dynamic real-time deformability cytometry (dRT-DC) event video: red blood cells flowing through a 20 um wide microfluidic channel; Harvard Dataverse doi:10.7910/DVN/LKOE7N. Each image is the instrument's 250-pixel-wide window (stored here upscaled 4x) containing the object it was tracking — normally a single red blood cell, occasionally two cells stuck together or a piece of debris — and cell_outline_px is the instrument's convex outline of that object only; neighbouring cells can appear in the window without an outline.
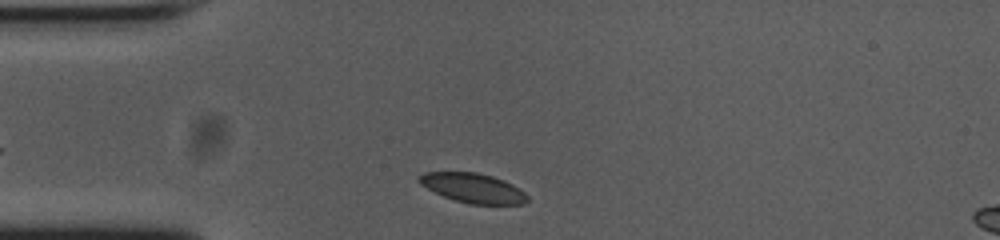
{"species": "common noctule bat (a hibernating species)", "species_latin": "Nyctalus noctula", "temperature_condition": "cold", "stored_images_in_passage": 33, "camera_frame_rate_fps": 3000, "um_per_image_px": 0.085, "animal": {"sex": "female", "body_mass_g": 23.0, "forearm_length_mm": 53.4}, "frame": {"image": 1, "passage_image": 2, "time_ms": 0.333, "image_size_px": [1000, 240], "cell_outline_px": [[528, 200], [524, 204], [472, 204], [456, 200], [444, 196], [420, 184], [416, 180], [424, 172], [476, 172], [492, 176], [504, 180], [512, 184], [524, 192], [528, 196]], "centroid_in_image_um": [40.22, 15.97], "position_along_channel_um": 44.8, "area_um2": 18.44}}
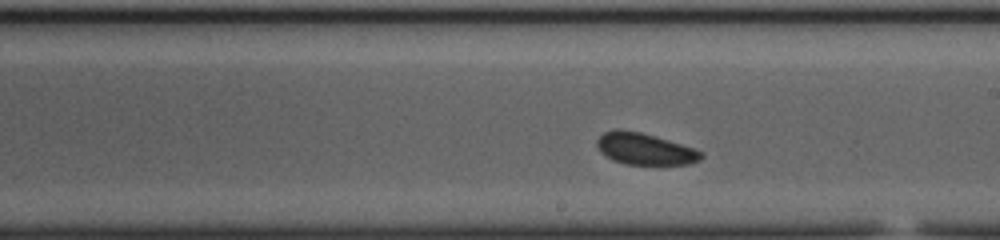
{"frame": {"image": 2, "passage_image": 19, "time_ms": 6.0, "image_size_px": [1000, 240], "cell_outline_px": [[704, 156], [700, 160], [688, 164], [624, 164], [612, 160], [600, 152], [596, 144], [596, 140], [604, 132], [616, 128], [640, 132], [656, 136], [696, 148], [704, 152]], "centroid_in_image_um": [54.82, 12.65], "position_along_channel_um": 234.2, "area_um2": 19.42}}
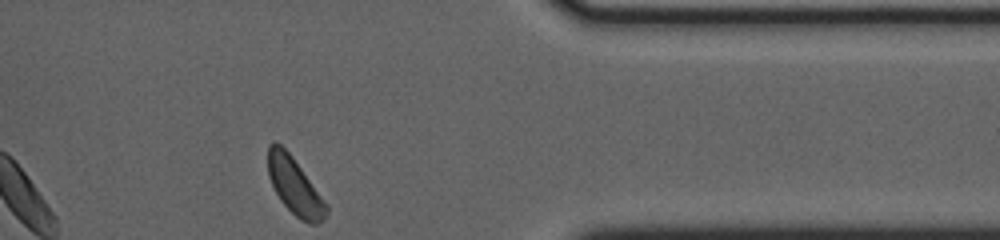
{"frame": {"image": 3, "passage_image": 33, "time_ms": 10.667, "image_size_px": [1000, 240], "cell_outline_px": [[328, 212], [324, 220], [316, 224], [312, 224], [300, 220], [280, 200], [268, 176], [268, 144], [272, 140], [276, 140], [292, 156], [328, 204]], "centroid_in_image_um": [25.06, 15.81], "position_along_channel_um": 386.3, "area_um2": 19.36}, "authors_computed_cell_mechanics": {"area_um2": 19.363, "velocity_mm_per_s": 3.6654, "shape_relaxation_time_tau1_ms": null, "shape_relaxation_time_tau2_ms": 3.3278, "deformation_change_tau1": null, "deformation_change_tau2": 0.0742}}